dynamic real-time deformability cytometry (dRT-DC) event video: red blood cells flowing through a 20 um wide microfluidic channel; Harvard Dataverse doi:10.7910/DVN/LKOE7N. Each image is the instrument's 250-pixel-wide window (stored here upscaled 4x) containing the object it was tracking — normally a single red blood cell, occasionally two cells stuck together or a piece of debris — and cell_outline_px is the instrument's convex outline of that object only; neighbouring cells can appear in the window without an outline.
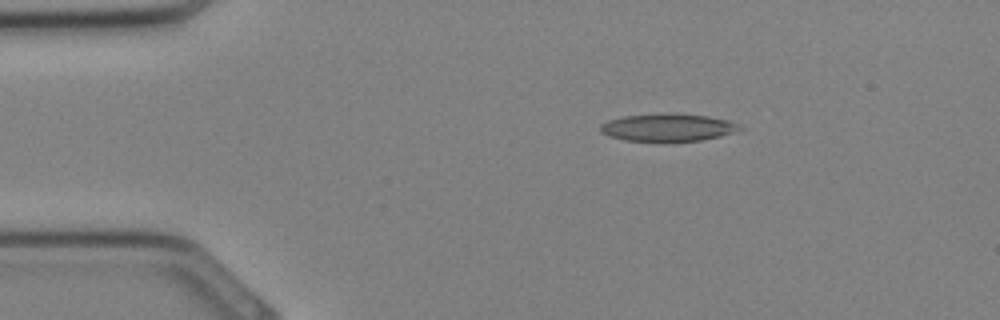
{"species": "Egyptian fruit bat (a non-hibernating species)", "species_latin": "Rousettus aegyptiacus", "temperature_condition": "cold", "stored_images_in_passage": 15, "camera_frame_rate_fps": 3000, "um_per_image_px": 0.085, "animal": {"sex": "female"}, "frame": {"image": 1, "passage_image": 1, "time_ms": 0.0, "image_size_px": [1000, 320], "cell_outline_px": [[744, 128], [740, 132], [700, 140], [624, 140], [608, 136], [600, 132], [600, 124], [608, 120], [624, 116], [672, 112], [708, 116], [728, 120], [740, 124]], "centroid_in_image_um": [56.81, 10.81], "position_along_channel_um": 28.2, "area_um2": 22.48}}
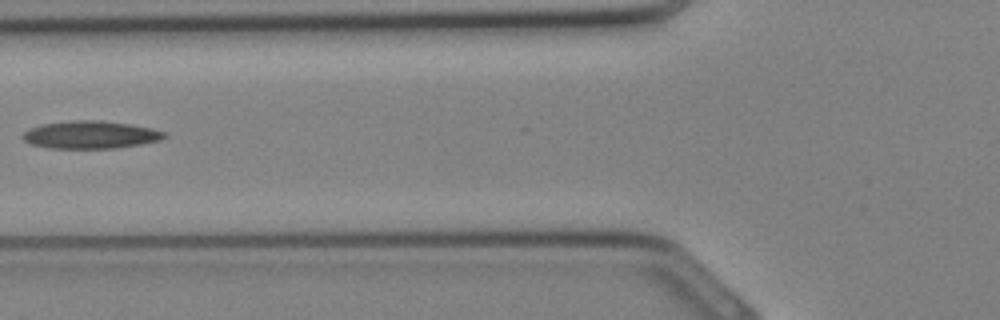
{"frame": {"image": 2, "passage_image": 8, "time_ms": 2.333, "image_size_px": [1000, 320], "cell_outline_px": [[168, 136], [160, 140], [140, 144], [116, 148], [52, 148], [32, 144], [24, 140], [20, 136], [28, 128], [40, 124], [72, 120], [100, 120], [128, 124], [152, 128], [164, 132]], "centroid_in_image_um": [7.67, 11.45], "position_along_channel_um": 118.1, "area_um2": 22.83}}
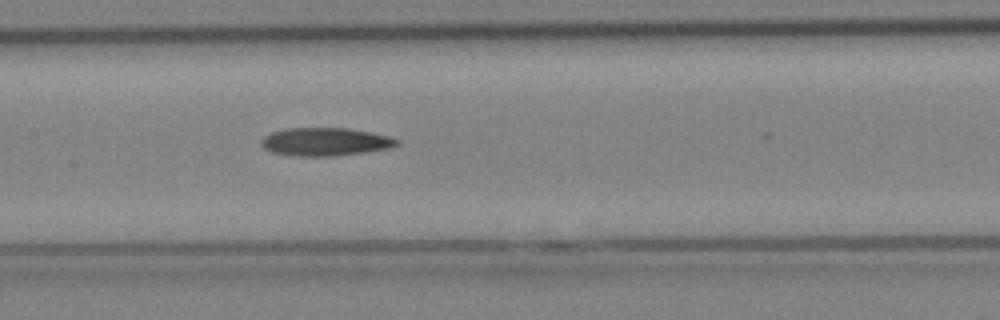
{"frame": {"image": 3, "passage_image": 11, "time_ms": 3.333, "image_size_px": [1000, 320], "cell_outline_px": [[400, 144], [388, 148], [364, 152], [332, 156], [296, 156], [272, 152], [264, 148], [260, 144], [260, 140], [264, 136], [272, 132], [288, 128], [348, 128], [388, 136], [400, 140]], "centroid_in_image_um": [27.62, 12.05], "position_along_channel_um": 179.8, "area_um2": 22.08}}